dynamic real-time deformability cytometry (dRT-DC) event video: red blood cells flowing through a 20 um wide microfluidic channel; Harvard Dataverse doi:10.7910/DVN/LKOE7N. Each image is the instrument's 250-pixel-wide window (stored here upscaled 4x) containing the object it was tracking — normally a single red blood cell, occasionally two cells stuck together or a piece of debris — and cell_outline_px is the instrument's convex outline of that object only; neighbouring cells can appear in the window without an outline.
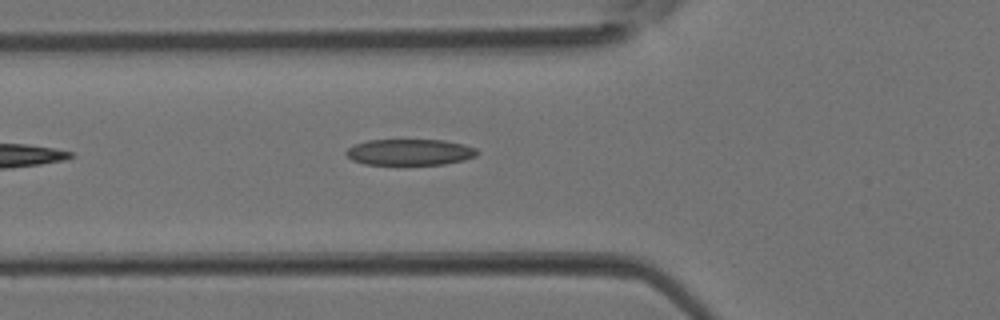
{"species": "Egyptian fruit bat (a non-hibernating species)", "species_latin": "Rousettus aegyptiacus", "temperature_condition": "room temperature", "stored_images_in_passage": 2, "camera_frame_rate_fps": 3000, "um_per_image_px": 0.085, "animal": {"sex": "female"}, "frame": {"image": 1, "passage_image": 2, "time_ms": 0.333, "image_size_px": [1000, 320], "cell_outline_px": [[480, 152], [476, 156], [464, 160], [444, 164], [364, 164], [352, 160], [344, 152], [348, 148], [356, 144], [368, 140], [444, 140], [464, 144], [476, 148]], "centroid_in_image_um": [34.86, 12.93], "position_along_channel_um": 90.9, "area_um2": 19.94}}